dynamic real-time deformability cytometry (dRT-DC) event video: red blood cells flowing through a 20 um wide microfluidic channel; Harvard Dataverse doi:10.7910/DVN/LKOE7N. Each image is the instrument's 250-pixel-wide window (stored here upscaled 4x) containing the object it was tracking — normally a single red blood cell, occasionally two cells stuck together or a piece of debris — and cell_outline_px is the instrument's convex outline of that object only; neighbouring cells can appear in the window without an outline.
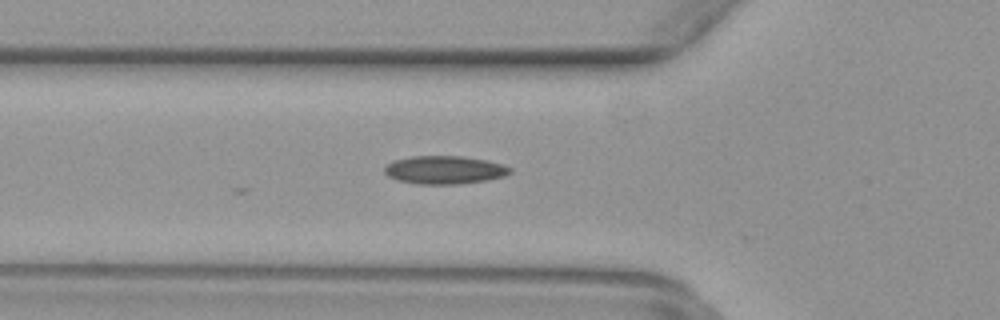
{"species": "common noctule bat (a hibernating species)", "species_latin": "Nyctalus noctula", "temperature_condition": "warm", "stored_images_in_passage": 4, "camera_frame_rate_fps": 3000, "um_per_image_px": 0.085, "animal": {"sex": "female", "body_mass_g": 29.2, "forearm_length_mm": 56.3}, "frame": {"image": 1, "passage_image": 4, "time_ms": 1.0, "image_size_px": [1000, 320], "cell_outline_px": [[512, 172], [504, 176], [488, 180], [460, 184], [416, 184], [400, 180], [388, 176], [384, 172], [384, 168], [388, 164], [396, 160], [412, 156], [460, 156], [488, 160], [504, 164], [512, 168]], "centroid_in_image_um": [37.84, 14.44], "position_along_channel_um": 88.0, "area_um2": 20.63}}